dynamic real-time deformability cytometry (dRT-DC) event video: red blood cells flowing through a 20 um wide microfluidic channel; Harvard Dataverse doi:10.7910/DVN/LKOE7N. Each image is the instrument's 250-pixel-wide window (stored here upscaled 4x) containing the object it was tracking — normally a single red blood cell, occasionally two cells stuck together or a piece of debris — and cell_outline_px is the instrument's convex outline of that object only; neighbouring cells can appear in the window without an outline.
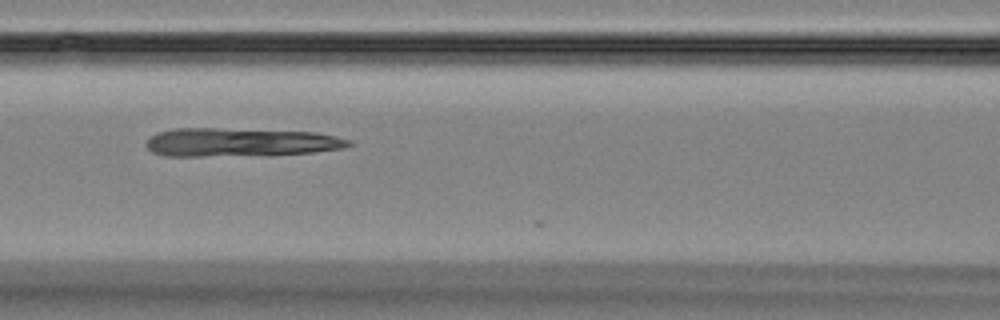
{"species": "Egyptian fruit bat (a non-hibernating species)", "species_latin": "Rousettus aegyptiacus", "temperature_condition": "room temperature", "stored_images_in_passage": 6, "camera_frame_rate_fps": 3000, "um_per_image_px": 0.085, "animal": {"sex": "female"}, "frame": {"image": 1, "passage_image": 4, "time_ms": 3.333, "image_size_px": [1000, 320], "cell_outline_px": [[352, 144], [344, 148], [312, 152], [268, 156], [164, 156], [152, 152], [144, 144], [156, 132], [172, 128], [216, 128], [316, 132], [336, 136], [352, 140]], "centroid_in_image_um": [20.42, 12.1], "position_along_channel_um": 146.2, "area_um2": 34.28}}
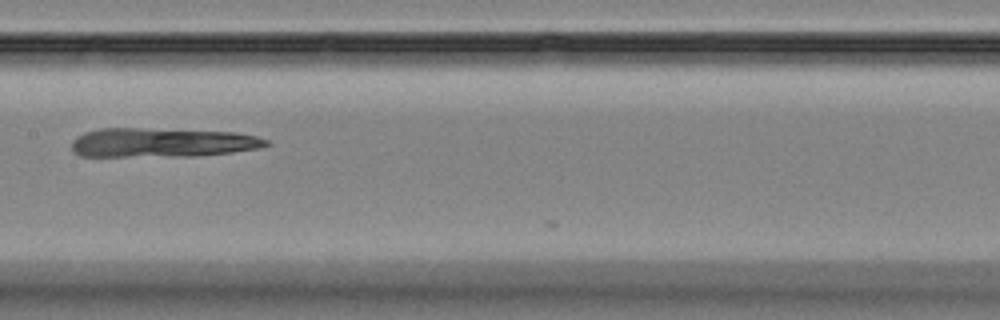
{"frame": {"image": 2, "passage_image": 5, "time_ms": 4.667, "image_size_px": [1000, 320], "cell_outline_px": [[272, 144], [256, 148], [232, 152], [196, 156], [80, 156], [72, 152], [72, 140], [76, 136], [84, 132], [100, 128], [140, 128], [236, 132], [256, 136], [268, 140]], "centroid_in_image_um": [13.74, 12.11], "position_along_channel_um": 193.7, "area_um2": 33.23}}